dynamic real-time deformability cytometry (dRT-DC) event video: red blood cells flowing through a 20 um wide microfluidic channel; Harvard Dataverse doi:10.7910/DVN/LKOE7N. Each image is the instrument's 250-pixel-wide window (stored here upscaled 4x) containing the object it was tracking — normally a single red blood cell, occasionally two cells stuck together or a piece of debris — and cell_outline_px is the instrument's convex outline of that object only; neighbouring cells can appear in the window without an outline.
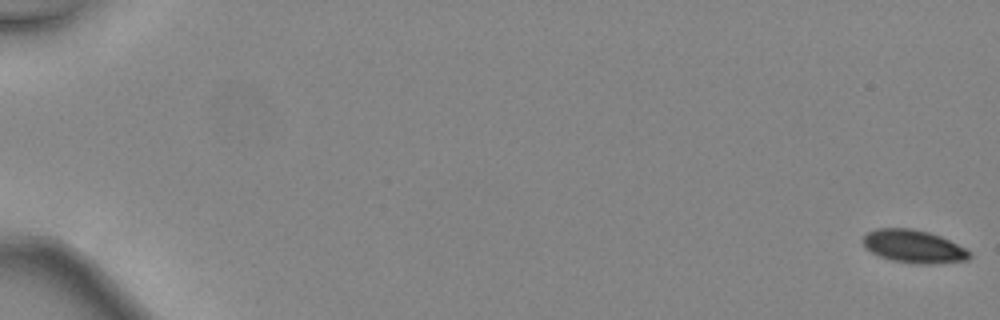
{"species": "common noctule bat (a hibernating species)", "species_latin": "Nyctalus noctula", "temperature_condition": "warm", "stored_images_in_passage": 49, "camera_frame_rate_fps": 3000, "um_per_image_px": 0.085, "animal": {"sex": "female", "body_mass_g": 24.6, "forearm_length_mm": 56.2}, "frame": {"image": 1, "passage_image": 1, "time_ms": 0.0, "image_size_px": [1000, 320], "cell_outline_px": [[972, 256], [968, 260], [928, 264], [916, 264], [892, 260], [880, 256], [864, 248], [864, 236], [868, 232], [876, 228], [912, 228], [928, 232], [940, 236], [972, 252]], "centroid_in_image_um": [77.66, 20.95], "position_along_channel_um": 7.3, "area_um2": 20.35}}
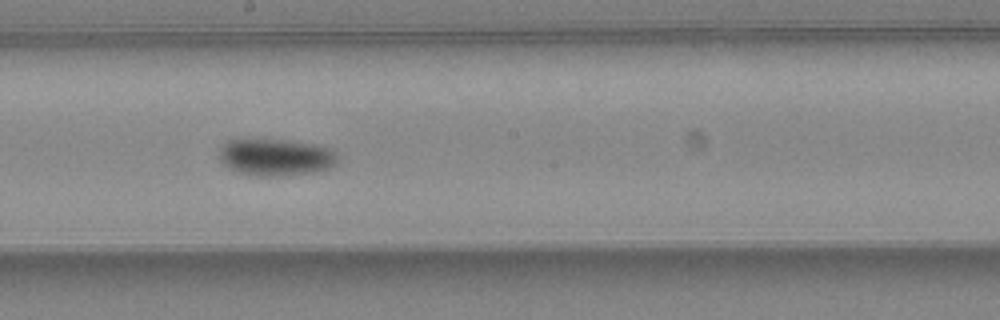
{"frame": {"image": 2, "passage_image": 29, "time_ms": 9.333, "image_size_px": [1000, 320], "cell_outline_px": [[336, 164], [328, 168], [316, 172], [280, 176], [256, 176], [240, 172], [228, 168], [220, 160], [220, 148], [228, 140], [288, 140], [316, 144], [332, 148], [336, 152]], "centroid_in_image_um": [23.47, 13.37], "position_along_channel_um": 224.7, "area_um2": 25.49}}
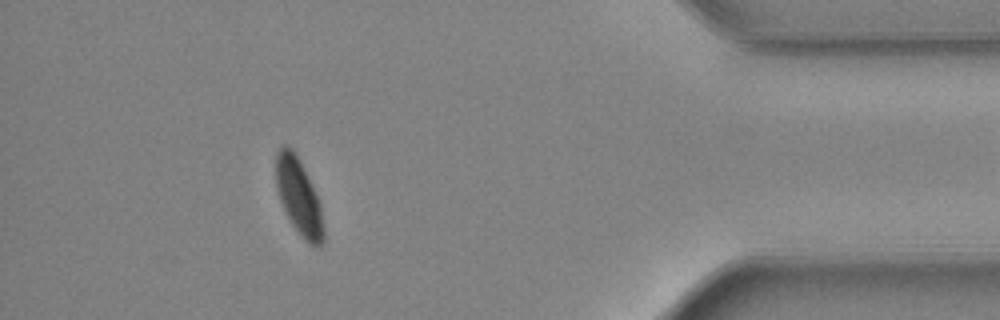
{"frame": {"image": 3, "passage_image": 44, "time_ms": 14.333, "image_size_px": [1000, 320], "cell_outline_px": [[324, 244], [316, 248], [308, 244], [304, 240], [292, 224], [280, 200], [276, 188], [276, 152], [280, 144], [288, 144], [292, 148], [320, 204], [324, 228]], "centroid_in_image_um": [25.38, 16.76], "position_along_channel_um": 409.8, "area_um2": 20.87}, "authors_computed_cell_mechanics": {"area_um2": 22.3108, "velocity_mm_per_s": 4.5169, "shape_relaxation_time_tau1_ms": 2.5093, "shape_relaxation_time_tau2_ms": null, "deformation_change_tau1": 0.1098, "deformation_change_tau2": null}}